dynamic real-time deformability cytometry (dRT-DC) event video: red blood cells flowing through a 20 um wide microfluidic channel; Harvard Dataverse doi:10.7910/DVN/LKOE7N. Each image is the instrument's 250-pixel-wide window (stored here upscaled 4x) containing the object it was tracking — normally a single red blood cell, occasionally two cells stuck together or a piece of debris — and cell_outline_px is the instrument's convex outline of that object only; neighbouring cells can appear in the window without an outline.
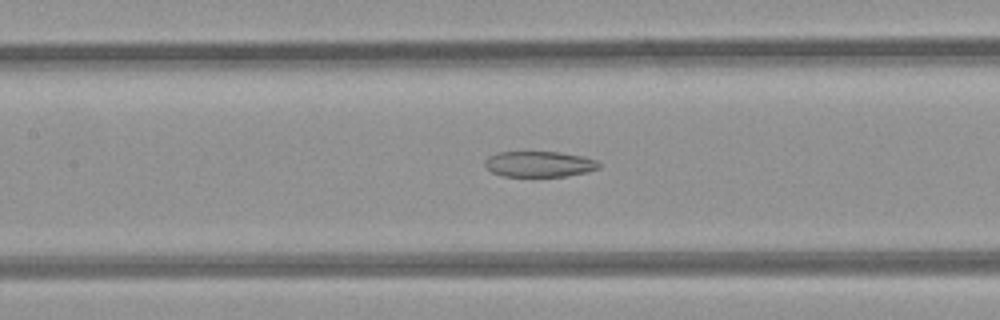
{"species": "common noctule bat (a hibernating species)", "species_latin": "Nyctalus noctula", "temperature_condition": "room temperature", "stored_images_in_passage": 41, "camera_frame_rate_fps": 3000, "um_per_image_px": 0.085, "animal": {"sex": "female", "body_mass_g": 21.9}, "frame": {"image": 1, "passage_image": 23, "time_ms": 7.333, "image_size_px": [1000, 320], "cell_outline_px": [[600, 168], [568, 176], [532, 180], [504, 176], [492, 172], [484, 164], [484, 160], [488, 156], [500, 152], [560, 152], [584, 156], [596, 160], [600, 164]], "centroid_in_image_um": [45.82, 14.0], "position_along_channel_um": 161.6, "area_um2": 17.98}}
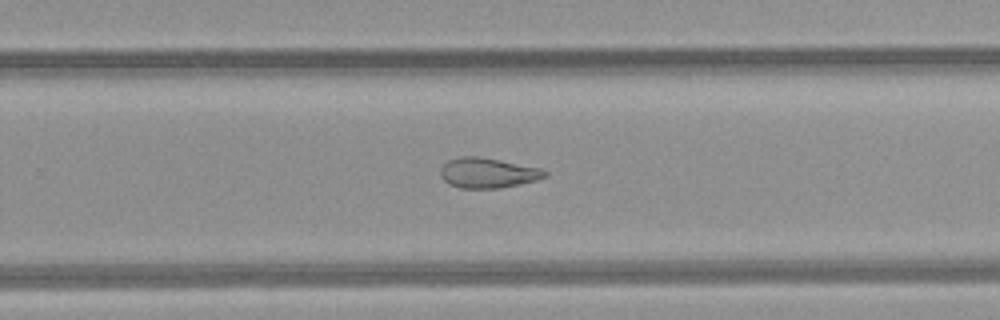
{"frame": {"image": 2, "passage_image": 32, "time_ms": 10.333, "image_size_px": [1000, 320], "cell_outline_px": [[548, 176], [536, 180], [520, 184], [500, 188], [460, 188], [448, 184], [440, 176], [440, 168], [448, 160], [460, 156], [480, 156], [540, 168], [548, 172]], "centroid_in_image_um": [41.44, 14.69], "position_along_channel_um": 288.4, "area_um2": 18.44}}
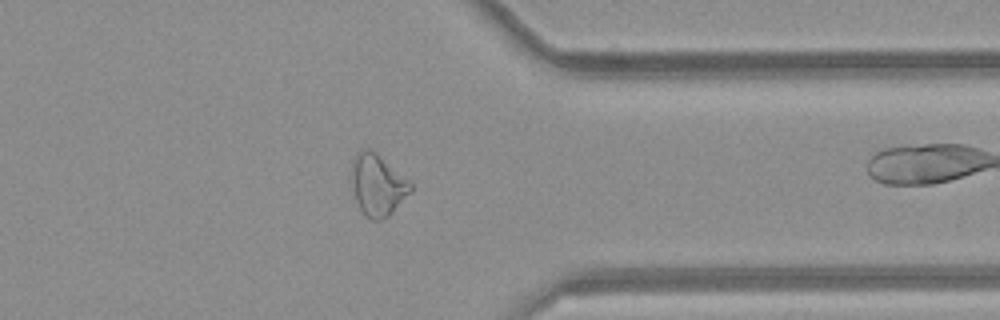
{"frame": {"image": 3, "passage_image": 39, "time_ms": 12.667, "image_size_px": [1000, 320], "cell_outline_px": [[412, 192], [388, 216], [380, 220], [372, 220], [360, 208], [356, 200], [352, 188], [352, 160], [356, 152], [364, 148], [372, 148], [412, 180]], "centroid_in_image_um": [32.14, 15.66], "position_along_channel_um": 379.3, "area_um2": 21.62}}